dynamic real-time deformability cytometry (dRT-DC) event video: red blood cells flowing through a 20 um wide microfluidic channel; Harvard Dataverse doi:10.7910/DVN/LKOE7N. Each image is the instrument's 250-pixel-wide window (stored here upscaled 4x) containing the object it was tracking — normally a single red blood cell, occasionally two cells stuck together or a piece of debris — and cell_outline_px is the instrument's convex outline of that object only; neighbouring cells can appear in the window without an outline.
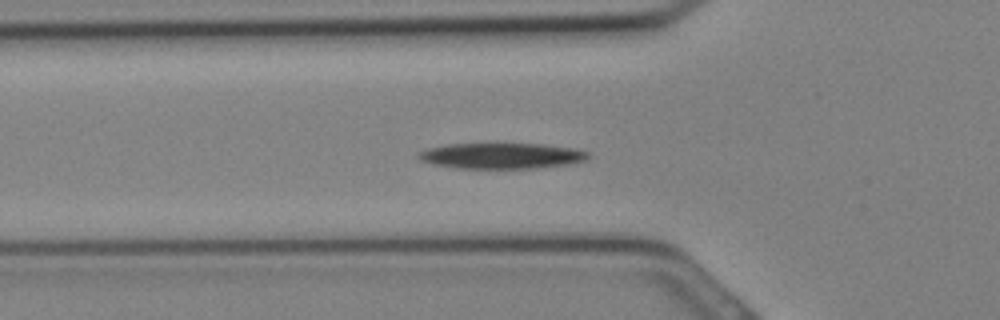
{"species": "Egyptian fruit bat (a non-hibernating species)", "species_latin": "Rousettus aegyptiacus", "temperature_condition": "cold", "stored_images_in_passage": 26, "segment_of_instrument_passage": [1, 2], "camera_frame_rate_fps": 3000, "um_per_image_px": 0.085, "animal": {"sex": "female"}, "frame": {"image": 1, "passage_image": 4, "time_ms": 1.0, "image_size_px": [1000, 320], "cell_outline_px": [[592, 156], [584, 160], [568, 164], [532, 168], [456, 168], [436, 164], [420, 160], [416, 156], [416, 152], [428, 148], [448, 144], [544, 144], [572, 148], [588, 152]], "centroid_in_image_um": [42.61, 13.24], "position_along_channel_um": 83.2, "area_um2": 25.26}}
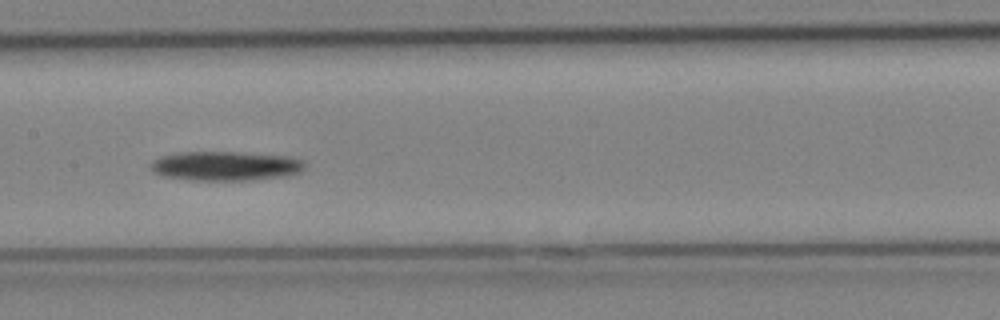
{"frame": {"image": 2, "passage_image": 9, "time_ms": 2.667, "image_size_px": [1000, 320], "cell_outline_px": [[304, 172], [284, 176], [248, 180], [192, 180], [164, 176], [152, 172], [148, 164], [152, 160], [160, 156], [176, 152], [240, 152], [284, 156], [304, 160]], "centroid_in_image_um": [19.12, 14.1], "position_along_channel_um": 188.3, "area_um2": 26.53}}
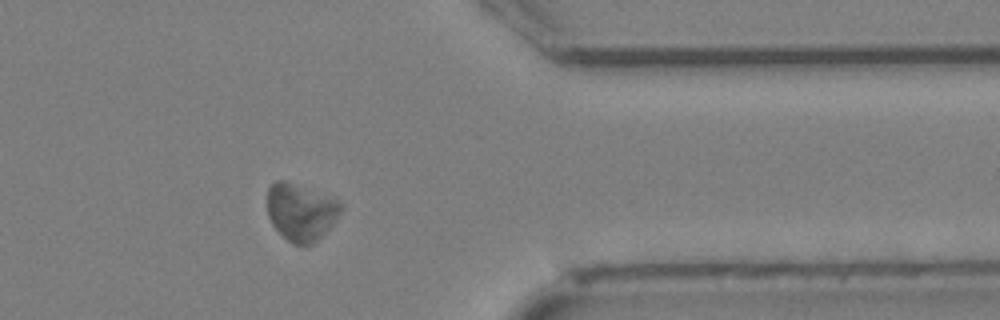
{"frame": {"image": 3, "passage_image": 19, "time_ms": 6.0, "image_size_px": [1000, 320], "cell_outline_px": [[344, 208], [336, 220], [312, 244], [292, 244], [272, 224], [268, 216], [268, 188], [276, 180], [284, 180], [336, 200], [344, 204]], "centroid_in_image_um": [25.57, 18.02], "position_along_channel_um": 385.8, "area_um2": 23.93}}